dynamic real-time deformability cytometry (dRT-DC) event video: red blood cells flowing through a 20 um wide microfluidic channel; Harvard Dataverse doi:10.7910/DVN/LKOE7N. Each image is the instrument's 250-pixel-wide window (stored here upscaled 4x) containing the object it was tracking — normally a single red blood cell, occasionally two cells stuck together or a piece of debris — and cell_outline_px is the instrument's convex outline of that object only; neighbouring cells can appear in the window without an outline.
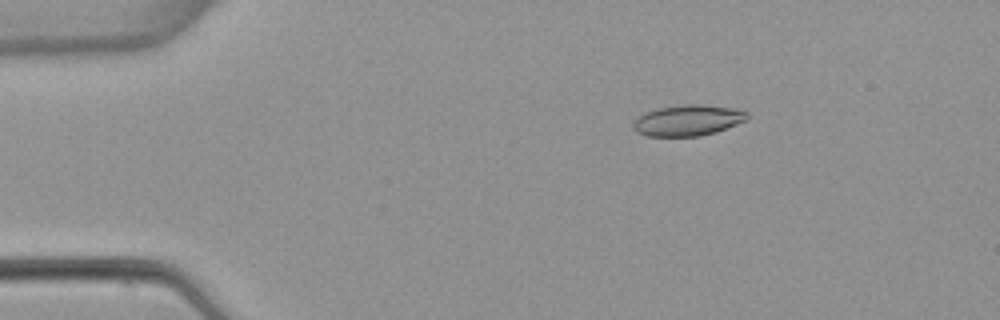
{"species": "common noctule bat (a hibernating species)", "species_latin": "Nyctalus noctula", "temperature_condition": "warm", "stored_images_in_passage": 6, "camera_frame_rate_fps": 3000, "um_per_image_px": 0.085, "animal": {"sex": "female", "body_mass_g": 22.7, "forearm_length_mm": 54.2}, "frame": {"image": 1, "passage_image": 1, "time_ms": 0.0, "image_size_px": [1000, 320], "cell_outline_px": [[748, 120], [716, 132], [700, 136], [644, 136], [636, 132], [632, 124], [644, 112], [656, 108], [684, 104], [704, 104], [732, 108], [748, 112]], "centroid_in_image_um": [58.47, 10.23], "position_along_channel_um": 26.5, "area_um2": 20.69}}
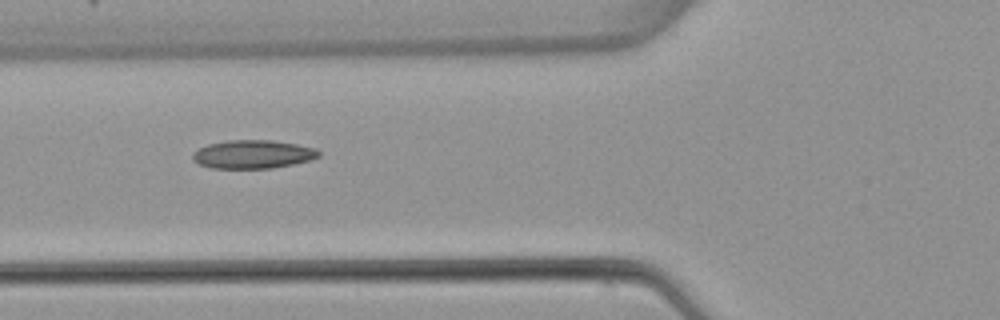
{"frame": {"image": 2, "passage_image": 4, "time_ms": 3.667, "image_size_px": [1000, 320], "cell_outline_px": [[320, 156], [312, 160], [272, 168], [212, 168], [196, 164], [192, 160], [192, 152], [208, 144], [228, 140], [272, 140], [296, 144], [316, 148], [320, 152]], "centroid_in_image_um": [21.48, 13.11], "position_along_channel_um": 104.3, "area_um2": 21.04}}
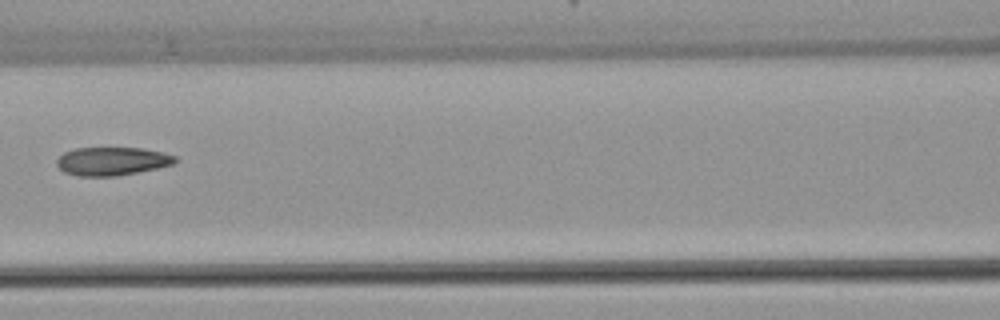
{"frame": {"image": 3, "passage_image": 5, "time_ms": 5.0, "image_size_px": [1000, 320], "cell_outline_px": [[176, 160], [172, 164], [156, 168], [116, 176], [76, 176], [64, 172], [56, 164], [56, 160], [64, 152], [76, 148], [140, 148], [160, 152], [176, 156]], "centroid_in_image_um": [9.47, 13.7], "position_along_channel_um": 157.1, "area_um2": 19.31}}